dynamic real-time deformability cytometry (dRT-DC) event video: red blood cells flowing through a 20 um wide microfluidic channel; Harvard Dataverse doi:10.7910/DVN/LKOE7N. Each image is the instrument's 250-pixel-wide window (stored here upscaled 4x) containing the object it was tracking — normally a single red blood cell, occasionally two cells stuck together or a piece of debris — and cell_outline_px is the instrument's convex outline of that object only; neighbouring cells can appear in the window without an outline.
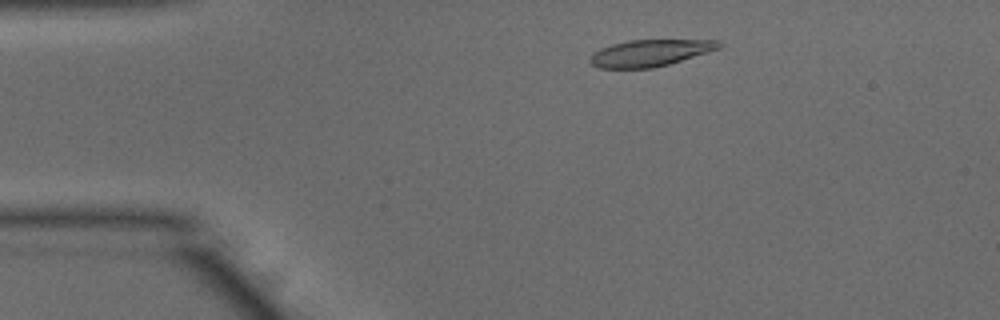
{"species": "common noctule bat (a hibernating species)", "species_latin": "Nyctalus noctula", "temperature_condition": "warm", "stored_images_in_passage": 48, "camera_frame_rate_fps": 3000, "um_per_image_px": 0.085, "animal": {"sex": "male", "body_mass_g": 15.6}, "frame": {"image": 1, "passage_image": 6, "time_ms": 1.667, "image_size_px": [1000, 320], "cell_outline_px": [[724, 44], [720, 48], [708, 52], [668, 64], [652, 68], [600, 68], [592, 64], [588, 60], [592, 52], [600, 48], [612, 44], [628, 40], [720, 40]], "centroid_in_image_um": [55.24, 4.49], "position_along_channel_um": 29.8, "area_um2": 20.06}}
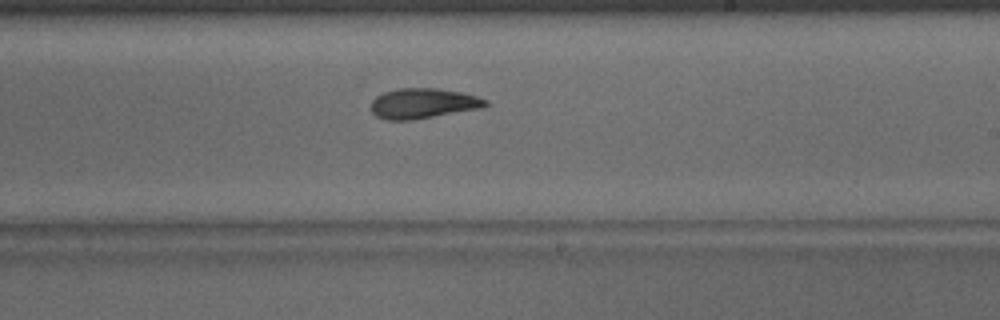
{"frame": {"image": 2, "passage_image": 27, "time_ms": 8.667, "image_size_px": [1000, 320], "cell_outline_px": [[488, 104], [484, 108], [412, 120], [384, 120], [376, 116], [372, 112], [372, 100], [376, 96], [384, 92], [396, 88], [436, 88], [460, 92], [476, 96], [488, 100]], "centroid_in_image_um": [35.96, 8.79], "position_along_channel_um": 253.0, "area_um2": 20.29}}
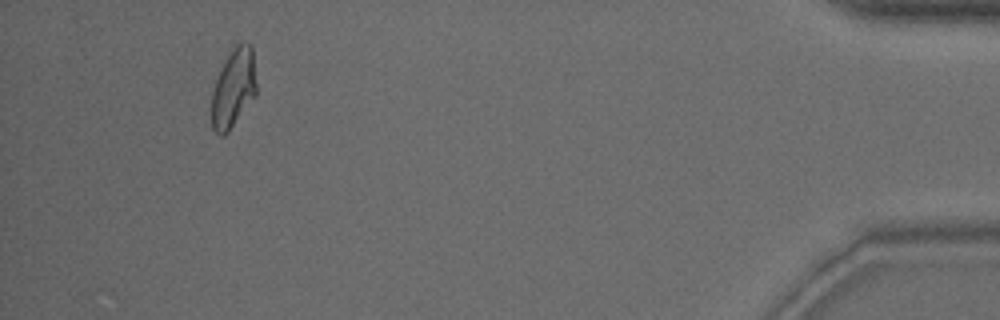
{"frame": {"image": 3, "passage_image": 45, "time_ms": 14.667, "image_size_px": [1000, 320], "cell_outline_px": [[256, 92], [228, 132], [224, 136], [220, 136], [212, 128], [212, 92], [220, 68], [232, 44], [252, 44], [256, 84]], "centroid_in_image_um": [19.82, 7.45], "position_along_channel_um": 415.4, "area_um2": 20.4}, "authors_computed_cell_mechanics": {"area_um2": 20.3745, "velocity_mm_per_s": 3.8719, "shape_relaxation_time_tau1_ms": 4.9287, "shape_relaxation_time_tau2_ms": 2.8288, "deformation_change_tau1": 0.1759, "deformation_change_tau2": 0.1024}}